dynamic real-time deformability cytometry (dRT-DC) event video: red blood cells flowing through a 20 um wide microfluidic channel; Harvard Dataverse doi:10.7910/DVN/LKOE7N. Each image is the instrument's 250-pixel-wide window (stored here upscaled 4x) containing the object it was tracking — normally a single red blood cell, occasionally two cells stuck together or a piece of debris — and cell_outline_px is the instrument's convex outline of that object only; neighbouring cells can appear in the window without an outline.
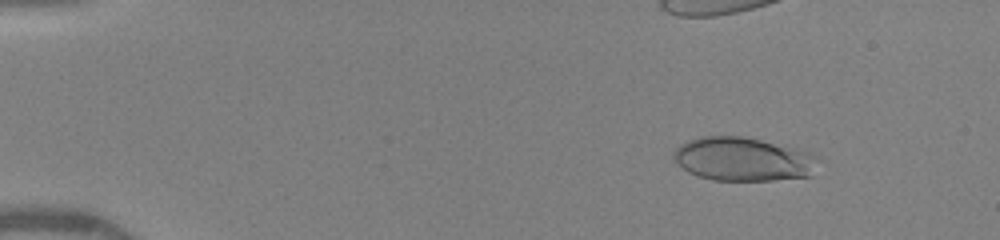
{"species": "human", "species_latin": "Homo sapiens", "temperature_condition": "warm", "stored_images_in_passage": 43, "camera_frame_rate_fps": 3000, "um_per_image_px": 0.085, "donor": {"sex": "female"}, "frame": {"image": 1, "passage_image": 7, "time_ms": 2.0, "image_size_px": [1000, 240], "cell_outline_px": [[816, 156], [812, 176], [772, 180], [712, 180], [688, 172], [676, 164], [672, 160], [672, 152], [680, 144], [688, 140], [700, 136], [740, 136], [760, 140], [796, 148], [812, 152]], "centroid_in_image_um": [63.1, 13.52], "position_along_channel_um": 21.9, "area_um2": 36.82}}